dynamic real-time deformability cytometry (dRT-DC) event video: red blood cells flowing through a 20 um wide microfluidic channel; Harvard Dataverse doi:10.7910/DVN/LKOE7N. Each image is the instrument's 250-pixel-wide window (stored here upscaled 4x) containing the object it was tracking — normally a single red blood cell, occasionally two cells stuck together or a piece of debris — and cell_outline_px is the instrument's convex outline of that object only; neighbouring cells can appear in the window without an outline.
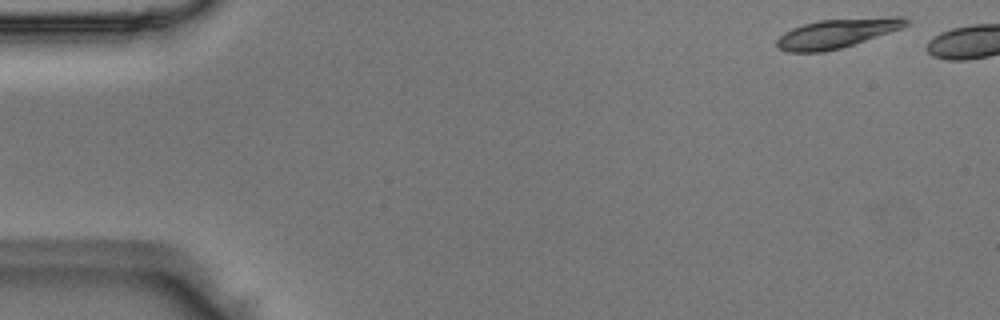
{"species": "Egyptian fruit bat (a non-hibernating species)", "species_latin": "Rousettus aegyptiacus", "temperature_condition": "room temperature", "stored_images_in_passage": 41, "camera_frame_rate_fps": 3000, "um_per_image_px": 0.085, "animal": {"sex": "male"}, "frame": {"image": 1, "passage_image": 2, "time_ms": 0.333, "image_size_px": [1000, 320], "cell_outline_px": [[912, 20], [908, 24], [900, 28], [840, 48], [824, 52], [788, 52], [780, 48], [776, 44], [776, 40], [784, 32], [792, 28], [804, 24], [820, 20], [892, 16], [904, 16]], "centroid_in_image_um": [71.14, 2.81], "position_along_channel_um": 13.9, "area_um2": 21.73}}
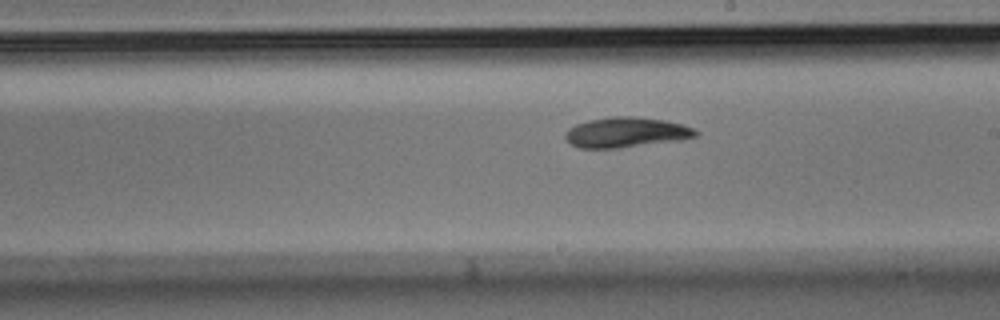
{"frame": {"image": 2, "passage_image": 28, "time_ms": 9.0, "image_size_px": [1000, 320], "cell_outline_px": [[700, 132], [696, 136], [680, 140], [616, 148], [580, 148], [572, 144], [564, 136], [568, 128], [576, 124], [588, 120], [612, 116], [632, 116], [664, 120], [684, 124], [696, 128]], "centroid_in_image_um": [53.26, 11.24], "position_along_channel_um": 235.7, "area_um2": 22.95}}
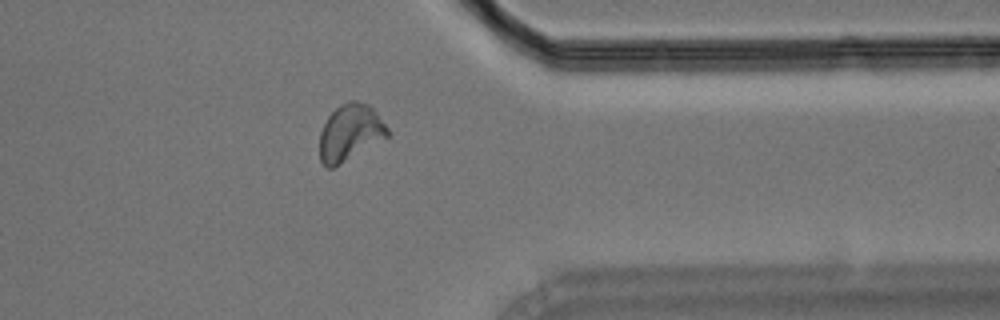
{"frame": {"image": 3, "passage_image": 40, "time_ms": 13.0, "image_size_px": [1000, 320], "cell_outline_px": [[388, 136], [340, 164], [332, 168], [328, 168], [320, 160], [320, 132], [328, 116], [340, 104], [348, 100], [356, 100], [368, 104], [376, 112], [388, 128]], "centroid_in_image_um": [29.74, 11.25], "position_along_channel_um": 381.7, "area_um2": 22.08}}